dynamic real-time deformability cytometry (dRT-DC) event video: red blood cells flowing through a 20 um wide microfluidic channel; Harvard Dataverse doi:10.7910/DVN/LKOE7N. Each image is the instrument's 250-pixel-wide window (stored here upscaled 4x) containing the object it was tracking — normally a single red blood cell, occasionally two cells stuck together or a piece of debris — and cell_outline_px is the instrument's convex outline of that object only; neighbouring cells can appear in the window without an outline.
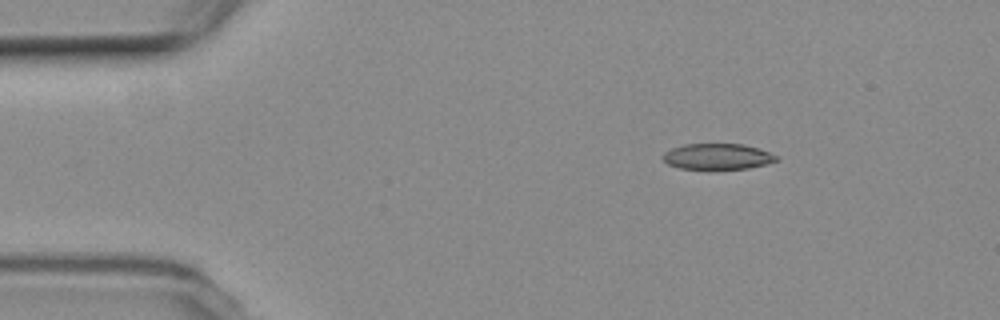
{"species": "common noctule bat (a hibernating species)", "species_latin": "Nyctalus noctula", "temperature_condition": "room temperature", "stored_images_in_passage": 4, "camera_frame_rate_fps": 3000, "um_per_image_px": 0.085, "animal": {"sex": "female", "body_mass_g": 19.3, "forearm_length_mm": 54.1}, "frame": {"image": 1, "passage_image": 1, "time_ms": 0.0, "image_size_px": [1000, 320], "cell_outline_px": [[780, 160], [768, 164], [748, 168], [680, 168], [668, 164], [660, 156], [664, 152], [672, 148], [684, 144], [744, 144], [768, 152], [776, 156]], "centroid_in_image_um": [60.97, 13.29], "position_along_channel_um": 24.0, "area_um2": 16.88}}
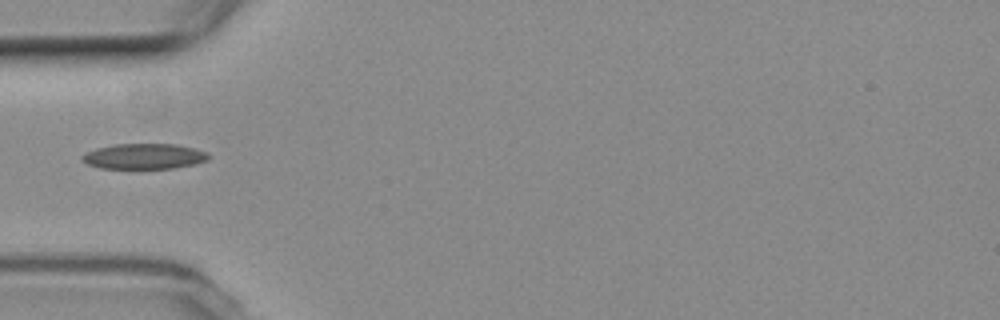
{"frame": {"image": 2, "passage_image": 4, "time_ms": 3.333, "image_size_px": [1000, 320], "cell_outline_px": [[212, 156], [208, 160], [196, 164], [176, 168], [100, 168], [88, 164], [80, 160], [80, 156], [84, 152], [96, 148], [116, 144], [176, 144], [208, 152]], "centroid_in_image_um": [12.25, 13.29], "position_along_channel_um": 72.7, "area_um2": 18.96}}